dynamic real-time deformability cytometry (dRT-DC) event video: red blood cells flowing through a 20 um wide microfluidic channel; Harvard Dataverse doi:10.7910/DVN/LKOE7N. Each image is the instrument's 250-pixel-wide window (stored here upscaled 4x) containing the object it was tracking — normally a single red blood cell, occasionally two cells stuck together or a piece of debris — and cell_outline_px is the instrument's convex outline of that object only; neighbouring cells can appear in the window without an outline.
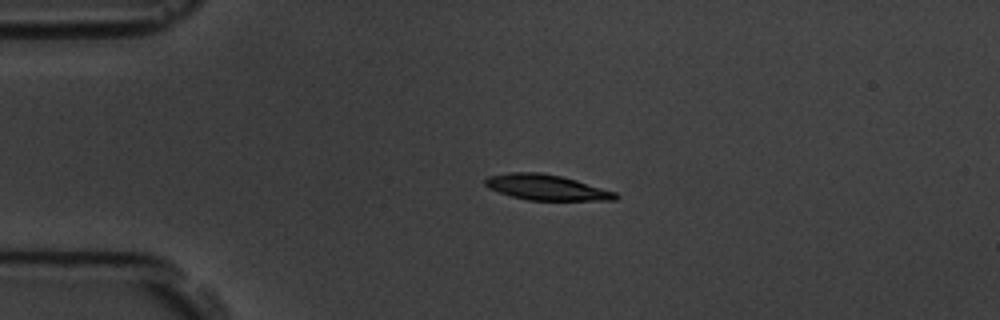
{"species": "common noctule bat (a hibernating species)", "species_latin": "Nyctalus noctula", "temperature_condition": "room temperature", "stored_images_in_passage": 2, "camera_frame_rate_fps": 3000, "um_per_image_px": 0.085, "animal": {"sex": "male", "body_mass_g": 19.5, "forearm_length_mm": 54.6}, "frame": {"image": 1, "passage_image": 1, "time_ms": 0.0, "image_size_px": [1000, 320], "cell_outline_px": [[620, 196], [616, 200], [528, 200], [512, 196], [488, 188], [484, 184], [484, 180], [488, 176], [508, 172], [540, 172], [560, 176], [576, 180], [616, 192]], "centroid_in_image_um": [46.44, 15.92], "position_along_channel_um": 38.6, "area_um2": 19.31}}